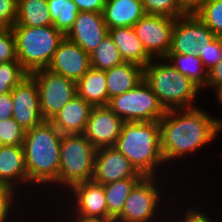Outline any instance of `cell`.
Segmentation results:
<instances>
[{"mask_svg":"<svg viewBox=\"0 0 222 222\" xmlns=\"http://www.w3.org/2000/svg\"><path fill=\"white\" fill-rule=\"evenodd\" d=\"M79 11L103 13L106 0H72Z\"/></svg>","mask_w":222,"mask_h":222,"instance_id":"f35d334b","label":"cell"},{"mask_svg":"<svg viewBox=\"0 0 222 222\" xmlns=\"http://www.w3.org/2000/svg\"><path fill=\"white\" fill-rule=\"evenodd\" d=\"M123 123L108 106L93 107L83 135L96 149L115 146Z\"/></svg>","mask_w":222,"mask_h":222,"instance_id":"9a60e30c","label":"cell"},{"mask_svg":"<svg viewBox=\"0 0 222 222\" xmlns=\"http://www.w3.org/2000/svg\"><path fill=\"white\" fill-rule=\"evenodd\" d=\"M93 107L76 95L50 122L62 135L83 134Z\"/></svg>","mask_w":222,"mask_h":222,"instance_id":"d6986e66","label":"cell"},{"mask_svg":"<svg viewBox=\"0 0 222 222\" xmlns=\"http://www.w3.org/2000/svg\"><path fill=\"white\" fill-rule=\"evenodd\" d=\"M208 71L215 66L222 58V37H216L211 42L200 46L197 54Z\"/></svg>","mask_w":222,"mask_h":222,"instance_id":"836d02e7","label":"cell"},{"mask_svg":"<svg viewBox=\"0 0 222 222\" xmlns=\"http://www.w3.org/2000/svg\"><path fill=\"white\" fill-rule=\"evenodd\" d=\"M53 25L47 0H17V17L14 26Z\"/></svg>","mask_w":222,"mask_h":222,"instance_id":"cb8c5ba5","label":"cell"},{"mask_svg":"<svg viewBox=\"0 0 222 222\" xmlns=\"http://www.w3.org/2000/svg\"><path fill=\"white\" fill-rule=\"evenodd\" d=\"M77 95L92 107L108 106L109 98L105 71L90 68L76 82Z\"/></svg>","mask_w":222,"mask_h":222,"instance_id":"603a6c76","label":"cell"},{"mask_svg":"<svg viewBox=\"0 0 222 222\" xmlns=\"http://www.w3.org/2000/svg\"><path fill=\"white\" fill-rule=\"evenodd\" d=\"M163 216H165V215H162V219H158V220H156V221H154V222H178V218H176V215L175 216H173V218L171 219L170 217H168V218H166V216L165 217H163ZM166 218V219H165ZM175 218V219H174ZM165 219V220H164ZM164 220V221H163Z\"/></svg>","mask_w":222,"mask_h":222,"instance_id":"ee69618b","label":"cell"},{"mask_svg":"<svg viewBox=\"0 0 222 222\" xmlns=\"http://www.w3.org/2000/svg\"><path fill=\"white\" fill-rule=\"evenodd\" d=\"M96 150L83 134L62 135L57 189L65 192L76 183L91 181Z\"/></svg>","mask_w":222,"mask_h":222,"instance_id":"8992f818","label":"cell"},{"mask_svg":"<svg viewBox=\"0 0 222 222\" xmlns=\"http://www.w3.org/2000/svg\"><path fill=\"white\" fill-rule=\"evenodd\" d=\"M160 124V148L164 161H180L203 150L222 131V117H212L198 106L166 110Z\"/></svg>","mask_w":222,"mask_h":222,"instance_id":"6da1fadb","label":"cell"},{"mask_svg":"<svg viewBox=\"0 0 222 222\" xmlns=\"http://www.w3.org/2000/svg\"><path fill=\"white\" fill-rule=\"evenodd\" d=\"M131 162L114 146L98 148L91 181L106 185L125 178H143Z\"/></svg>","mask_w":222,"mask_h":222,"instance_id":"4fadbf2b","label":"cell"},{"mask_svg":"<svg viewBox=\"0 0 222 222\" xmlns=\"http://www.w3.org/2000/svg\"><path fill=\"white\" fill-rule=\"evenodd\" d=\"M194 14L217 37H222V0H207Z\"/></svg>","mask_w":222,"mask_h":222,"instance_id":"f1b7e54d","label":"cell"},{"mask_svg":"<svg viewBox=\"0 0 222 222\" xmlns=\"http://www.w3.org/2000/svg\"><path fill=\"white\" fill-rule=\"evenodd\" d=\"M25 131L11 117L4 121L0 120V141L2 145L22 146Z\"/></svg>","mask_w":222,"mask_h":222,"instance_id":"1f68e13d","label":"cell"},{"mask_svg":"<svg viewBox=\"0 0 222 222\" xmlns=\"http://www.w3.org/2000/svg\"><path fill=\"white\" fill-rule=\"evenodd\" d=\"M17 193L11 186L0 183V222H13L11 218L16 212L13 208L17 207L15 204H20Z\"/></svg>","mask_w":222,"mask_h":222,"instance_id":"d6a6232c","label":"cell"},{"mask_svg":"<svg viewBox=\"0 0 222 222\" xmlns=\"http://www.w3.org/2000/svg\"><path fill=\"white\" fill-rule=\"evenodd\" d=\"M107 34L103 13L79 11L65 37L91 54Z\"/></svg>","mask_w":222,"mask_h":222,"instance_id":"e0dca14e","label":"cell"},{"mask_svg":"<svg viewBox=\"0 0 222 222\" xmlns=\"http://www.w3.org/2000/svg\"><path fill=\"white\" fill-rule=\"evenodd\" d=\"M114 147L143 176H158L165 168L160 148L159 121L124 122Z\"/></svg>","mask_w":222,"mask_h":222,"instance_id":"3957f363","label":"cell"},{"mask_svg":"<svg viewBox=\"0 0 222 222\" xmlns=\"http://www.w3.org/2000/svg\"><path fill=\"white\" fill-rule=\"evenodd\" d=\"M182 8L187 12L194 14L207 0H179Z\"/></svg>","mask_w":222,"mask_h":222,"instance_id":"60d3db41","label":"cell"},{"mask_svg":"<svg viewBox=\"0 0 222 222\" xmlns=\"http://www.w3.org/2000/svg\"><path fill=\"white\" fill-rule=\"evenodd\" d=\"M16 17L17 0H0V28H12Z\"/></svg>","mask_w":222,"mask_h":222,"instance_id":"d590c367","label":"cell"},{"mask_svg":"<svg viewBox=\"0 0 222 222\" xmlns=\"http://www.w3.org/2000/svg\"><path fill=\"white\" fill-rule=\"evenodd\" d=\"M108 107L124 122L160 121L166 113L144 80L135 88L111 98Z\"/></svg>","mask_w":222,"mask_h":222,"instance_id":"52a82bcc","label":"cell"},{"mask_svg":"<svg viewBox=\"0 0 222 222\" xmlns=\"http://www.w3.org/2000/svg\"><path fill=\"white\" fill-rule=\"evenodd\" d=\"M0 183L11 186L16 192L28 185L23 146L0 147Z\"/></svg>","mask_w":222,"mask_h":222,"instance_id":"ac0fdd59","label":"cell"},{"mask_svg":"<svg viewBox=\"0 0 222 222\" xmlns=\"http://www.w3.org/2000/svg\"><path fill=\"white\" fill-rule=\"evenodd\" d=\"M145 14L141 0H106L103 10L108 29L133 27Z\"/></svg>","mask_w":222,"mask_h":222,"instance_id":"ffe728a7","label":"cell"},{"mask_svg":"<svg viewBox=\"0 0 222 222\" xmlns=\"http://www.w3.org/2000/svg\"><path fill=\"white\" fill-rule=\"evenodd\" d=\"M166 59L176 70L185 75L201 90L205 88L207 82V70L204 68L198 55L168 54Z\"/></svg>","mask_w":222,"mask_h":222,"instance_id":"484cf974","label":"cell"},{"mask_svg":"<svg viewBox=\"0 0 222 222\" xmlns=\"http://www.w3.org/2000/svg\"><path fill=\"white\" fill-rule=\"evenodd\" d=\"M10 61H18L12 28H0V63Z\"/></svg>","mask_w":222,"mask_h":222,"instance_id":"e575fe53","label":"cell"},{"mask_svg":"<svg viewBox=\"0 0 222 222\" xmlns=\"http://www.w3.org/2000/svg\"><path fill=\"white\" fill-rule=\"evenodd\" d=\"M71 193H70V192ZM71 199L68 213L84 219L108 220V209L104 194V186L93 181L79 182L66 191ZM73 199V200H72ZM74 203V204H73ZM71 210H70V209Z\"/></svg>","mask_w":222,"mask_h":222,"instance_id":"7c38bea8","label":"cell"},{"mask_svg":"<svg viewBox=\"0 0 222 222\" xmlns=\"http://www.w3.org/2000/svg\"><path fill=\"white\" fill-rule=\"evenodd\" d=\"M144 81L165 110L195 107L196 97L202 91L166 58L152 59L144 66Z\"/></svg>","mask_w":222,"mask_h":222,"instance_id":"277c9868","label":"cell"},{"mask_svg":"<svg viewBox=\"0 0 222 222\" xmlns=\"http://www.w3.org/2000/svg\"><path fill=\"white\" fill-rule=\"evenodd\" d=\"M141 179L125 178L103 185L108 209V221H114L121 214L127 197Z\"/></svg>","mask_w":222,"mask_h":222,"instance_id":"d4e9b609","label":"cell"},{"mask_svg":"<svg viewBox=\"0 0 222 222\" xmlns=\"http://www.w3.org/2000/svg\"><path fill=\"white\" fill-rule=\"evenodd\" d=\"M214 94H215V97L218 101V104H220L222 106V87L218 88Z\"/></svg>","mask_w":222,"mask_h":222,"instance_id":"7bdbcfd3","label":"cell"},{"mask_svg":"<svg viewBox=\"0 0 222 222\" xmlns=\"http://www.w3.org/2000/svg\"><path fill=\"white\" fill-rule=\"evenodd\" d=\"M13 103L11 93L0 95V120L4 121L12 117Z\"/></svg>","mask_w":222,"mask_h":222,"instance_id":"ab89813d","label":"cell"},{"mask_svg":"<svg viewBox=\"0 0 222 222\" xmlns=\"http://www.w3.org/2000/svg\"><path fill=\"white\" fill-rule=\"evenodd\" d=\"M108 34L120 51L124 62L146 66L152 58L147 54L133 27H115Z\"/></svg>","mask_w":222,"mask_h":222,"instance_id":"44dd1931","label":"cell"},{"mask_svg":"<svg viewBox=\"0 0 222 222\" xmlns=\"http://www.w3.org/2000/svg\"><path fill=\"white\" fill-rule=\"evenodd\" d=\"M158 180L160 176H144L131 190L123 211L114 222H154L161 218L164 215L160 214L164 213L160 211L161 206L163 208L161 200L166 199L161 195L163 188L159 187L162 181Z\"/></svg>","mask_w":222,"mask_h":222,"instance_id":"ba28073f","label":"cell"},{"mask_svg":"<svg viewBox=\"0 0 222 222\" xmlns=\"http://www.w3.org/2000/svg\"><path fill=\"white\" fill-rule=\"evenodd\" d=\"M62 134L50 121L25 131L23 149L28 186H58ZM51 185V186H49ZM57 185V186H56Z\"/></svg>","mask_w":222,"mask_h":222,"instance_id":"7a4b0ae2","label":"cell"},{"mask_svg":"<svg viewBox=\"0 0 222 222\" xmlns=\"http://www.w3.org/2000/svg\"><path fill=\"white\" fill-rule=\"evenodd\" d=\"M222 87V58L221 60L207 71V82L205 88L214 90Z\"/></svg>","mask_w":222,"mask_h":222,"instance_id":"74e56055","label":"cell"},{"mask_svg":"<svg viewBox=\"0 0 222 222\" xmlns=\"http://www.w3.org/2000/svg\"><path fill=\"white\" fill-rule=\"evenodd\" d=\"M176 19L145 14L133 28L144 49L152 59L166 58L169 54Z\"/></svg>","mask_w":222,"mask_h":222,"instance_id":"30bf717a","label":"cell"},{"mask_svg":"<svg viewBox=\"0 0 222 222\" xmlns=\"http://www.w3.org/2000/svg\"><path fill=\"white\" fill-rule=\"evenodd\" d=\"M28 75L19 61L0 63V95L11 93Z\"/></svg>","mask_w":222,"mask_h":222,"instance_id":"f546056e","label":"cell"},{"mask_svg":"<svg viewBox=\"0 0 222 222\" xmlns=\"http://www.w3.org/2000/svg\"><path fill=\"white\" fill-rule=\"evenodd\" d=\"M16 59L22 68L31 74L45 69L65 35L50 26H13Z\"/></svg>","mask_w":222,"mask_h":222,"instance_id":"5b68a950","label":"cell"},{"mask_svg":"<svg viewBox=\"0 0 222 222\" xmlns=\"http://www.w3.org/2000/svg\"><path fill=\"white\" fill-rule=\"evenodd\" d=\"M11 98L12 118L24 131L32 129L44 121L40 111L38 86L30 75L13 88Z\"/></svg>","mask_w":222,"mask_h":222,"instance_id":"5bb4252c","label":"cell"},{"mask_svg":"<svg viewBox=\"0 0 222 222\" xmlns=\"http://www.w3.org/2000/svg\"><path fill=\"white\" fill-rule=\"evenodd\" d=\"M47 4L53 26L66 35L79 13L77 5L72 0H47Z\"/></svg>","mask_w":222,"mask_h":222,"instance_id":"4316f807","label":"cell"},{"mask_svg":"<svg viewBox=\"0 0 222 222\" xmlns=\"http://www.w3.org/2000/svg\"><path fill=\"white\" fill-rule=\"evenodd\" d=\"M66 219L69 220L68 222H114V221H108V220H102V219H84L78 216H74L71 213L68 214V217H66Z\"/></svg>","mask_w":222,"mask_h":222,"instance_id":"b9f144b4","label":"cell"},{"mask_svg":"<svg viewBox=\"0 0 222 222\" xmlns=\"http://www.w3.org/2000/svg\"><path fill=\"white\" fill-rule=\"evenodd\" d=\"M109 100L121 95L140 84L144 80V67L130 62L105 71Z\"/></svg>","mask_w":222,"mask_h":222,"instance_id":"7402d4cb","label":"cell"},{"mask_svg":"<svg viewBox=\"0 0 222 222\" xmlns=\"http://www.w3.org/2000/svg\"><path fill=\"white\" fill-rule=\"evenodd\" d=\"M216 37L195 14L188 13L176 19L169 54L197 55L200 46Z\"/></svg>","mask_w":222,"mask_h":222,"instance_id":"8fae6325","label":"cell"},{"mask_svg":"<svg viewBox=\"0 0 222 222\" xmlns=\"http://www.w3.org/2000/svg\"><path fill=\"white\" fill-rule=\"evenodd\" d=\"M144 11L150 15H161L175 19L188 14L179 0H141Z\"/></svg>","mask_w":222,"mask_h":222,"instance_id":"4dcf8cb0","label":"cell"},{"mask_svg":"<svg viewBox=\"0 0 222 222\" xmlns=\"http://www.w3.org/2000/svg\"><path fill=\"white\" fill-rule=\"evenodd\" d=\"M91 68L90 54L66 37L60 42L47 69L77 82Z\"/></svg>","mask_w":222,"mask_h":222,"instance_id":"2e32d148","label":"cell"},{"mask_svg":"<svg viewBox=\"0 0 222 222\" xmlns=\"http://www.w3.org/2000/svg\"><path fill=\"white\" fill-rule=\"evenodd\" d=\"M91 67L94 69L106 71L114 66L124 63L120 51L107 34L99 46L90 54Z\"/></svg>","mask_w":222,"mask_h":222,"instance_id":"83f0119b","label":"cell"},{"mask_svg":"<svg viewBox=\"0 0 222 222\" xmlns=\"http://www.w3.org/2000/svg\"><path fill=\"white\" fill-rule=\"evenodd\" d=\"M204 210H198V207H189L187 206V211H184L182 215L178 218V222H215V220H212V217H210L206 212H202ZM181 218V219H180ZM211 218V219H210Z\"/></svg>","mask_w":222,"mask_h":222,"instance_id":"8d00e7d4","label":"cell"},{"mask_svg":"<svg viewBox=\"0 0 222 222\" xmlns=\"http://www.w3.org/2000/svg\"><path fill=\"white\" fill-rule=\"evenodd\" d=\"M38 86L40 111L44 121H50L77 95L76 82L47 68L29 74Z\"/></svg>","mask_w":222,"mask_h":222,"instance_id":"9c48e42d","label":"cell"}]
</instances>
